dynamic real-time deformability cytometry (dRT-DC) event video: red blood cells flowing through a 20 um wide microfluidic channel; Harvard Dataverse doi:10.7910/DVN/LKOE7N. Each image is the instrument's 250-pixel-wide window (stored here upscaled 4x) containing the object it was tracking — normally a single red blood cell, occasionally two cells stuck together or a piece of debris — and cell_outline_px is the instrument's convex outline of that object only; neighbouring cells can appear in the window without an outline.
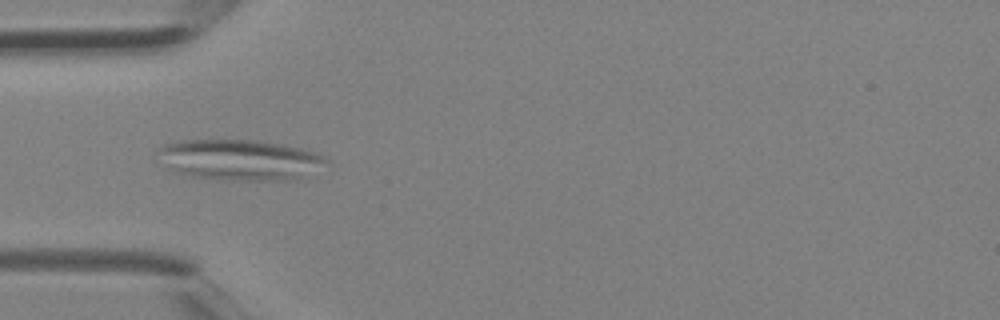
{"species": "Egyptian fruit bat (a non-hibernating species)", "species_latin": "Rousettus aegyptiacus", "temperature_condition": "room temperature", "stored_images_in_passage": 1, "camera_frame_rate_fps": 3000, "um_per_image_px": 0.085, "animal": {"sex": "female"}, "frame": {"image": 1, "passage_image": 1, "time_ms": 0.0, "image_size_px": [1000, 320], "cell_outline_px": [[328, 160], [292, 180], [224, 180], [184, 176], [168, 172], [164, 168], [156, 152], [164, 144], [180, 140], [256, 140], [284, 144], [316, 152], [324, 156]], "centroid_in_image_um": [20.19, 13.58], "position_along_channel_um": 64.8, "area_um2": 40.11}}